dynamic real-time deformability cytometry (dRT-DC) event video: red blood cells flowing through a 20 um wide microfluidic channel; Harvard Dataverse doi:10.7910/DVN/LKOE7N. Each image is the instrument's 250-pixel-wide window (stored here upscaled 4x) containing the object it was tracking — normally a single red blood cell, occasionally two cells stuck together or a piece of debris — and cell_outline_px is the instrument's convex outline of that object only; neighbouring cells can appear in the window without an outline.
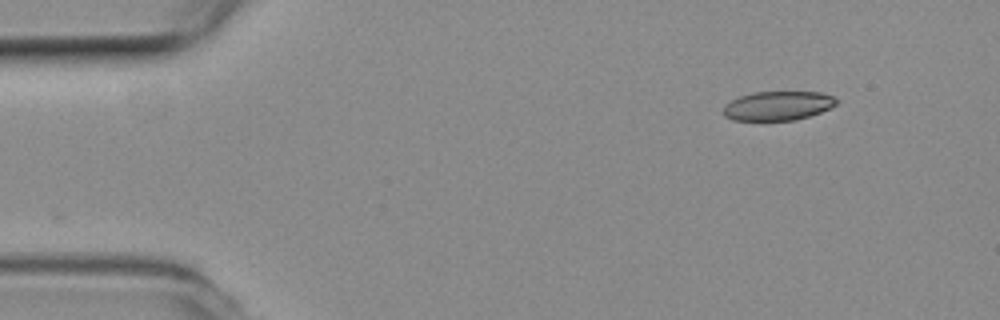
{"species": "common noctule bat (a hibernating species)", "species_latin": "Nyctalus noctula", "temperature_condition": "room temperature", "stored_images_in_passage": 49, "camera_frame_rate_fps": 3000, "um_per_image_px": 0.085, "animal": {"sex": "female", "body_mass_g": 19.3, "forearm_length_mm": 54.1}, "frame": {"image": 1, "passage_image": 1, "time_ms": 0.0, "image_size_px": [1000, 320], "cell_outline_px": [[836, 104], [820, 112], [808, 116], [792, 120], [732, 120], [724, 116], [724, 104], [740, 96], [752, 92], [820, 92], [832, 96], [836, 100]], "centroid_in_image_um": [66.07, 8.98], "position_along_channel_um": 18.9, "area_um2": 18.96}}
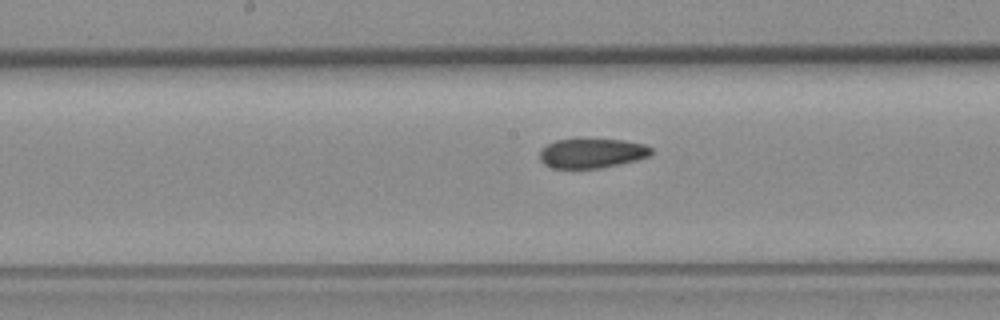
{"frame": {"image": 2, "passage_image": 22, "time_ms": 7.0, "image_size_px": [1000, 320], "cell_outline_px": [[652, 152], [648, 156], [636, 160], [600, 168], [552, 168], [544, 164], [540, 160], [540, 148], [556, 140], [576, 136], [624, 140], [644, 144], [652, 148]], "centroid_in_image_um": [50.26, 12.97], "position_along_channel_um": 197.9, "area_um2": 19.94}}
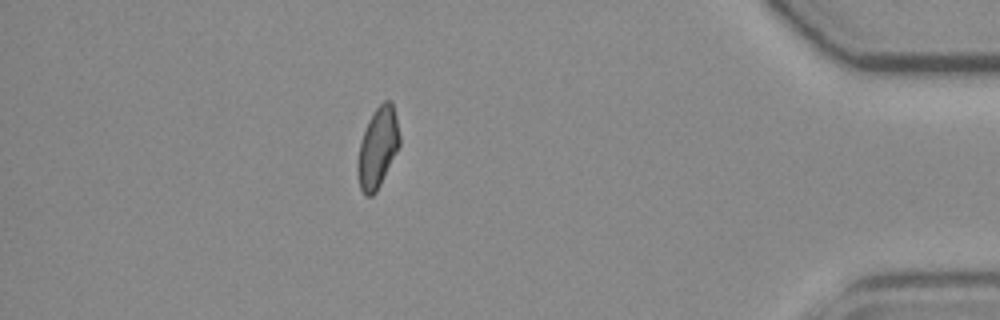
{"frame": {"image": 3, "passage_image": 42, "time_ms": 13.667, "image_size_px": [1000, 320], "cell_outline_px": [[400, 144], [376, 192], [372, 196], [364, 196], [360, 188], [356, 172], [356, 164], [360, 140], [368, 120], [372, 112], [384, 100], [392, 100], [396, 116], [400, 136]], "centroid_in_image_um": [32.08, 12.54], "position_along_channel_um": 403.1, "area_um2": 19.83}, "authors_computed_cell_mechanics": {"area_um2": 20.23, "velocity_mm_per_s": 3.8211, "shape_relaxation_time_tau1_ms": null, "shape_relaxation_time_tau2_ms": 3.3593, "deformation_change_tau1": null, "deformation_change_tau2": 0.0873}}